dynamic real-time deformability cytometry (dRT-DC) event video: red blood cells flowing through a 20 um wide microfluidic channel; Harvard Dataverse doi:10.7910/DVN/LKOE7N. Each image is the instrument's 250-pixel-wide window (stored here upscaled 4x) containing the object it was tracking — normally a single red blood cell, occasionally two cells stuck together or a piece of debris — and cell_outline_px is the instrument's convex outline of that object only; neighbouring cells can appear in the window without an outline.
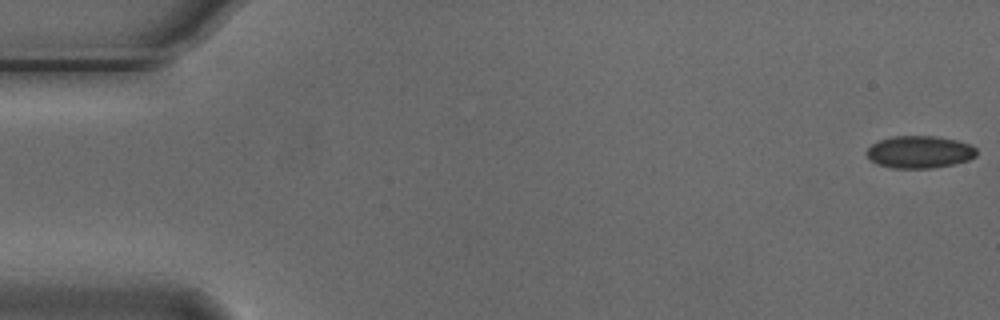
{"species": "Egyptian fruit bat (a non-hibernating species)", "species_latin": "Rousettus aegyptiacus", "temperature_condition": "cold", "stored_images_in_passage": 49, "camera_frame_rate_fps": 3000, "um_per_image_px": 0.085, "animal": {"sex": "male"}, "frame": {"image": 1, "passage_image": 1, "time_ms": 0.0, "image_size_px": [1000, 320], "cell_outline_px": [[976, 156], [968, 160], [952, 164], [932, 168], [892, 168], [876, 164], [864, 152], [872, 144], [880, 140], [892, 136], [936, 136], [956, 140], [972, 144], [976, 148]], "centroid_in_image_um": [78.16, 12.91], "position_along_channel_um": 6.8, "area_um2": 20.75}}
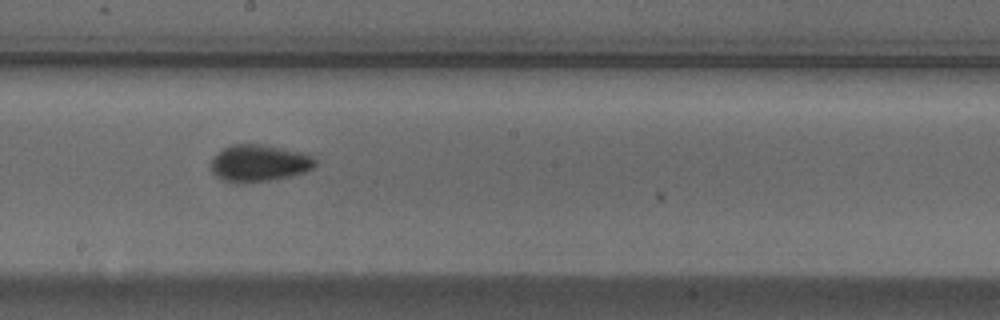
{"frame": {"image": 2, "passage_image": 30, "time_ms": 9.667, "image_size_px": [1000, 320], "cell_outline_px": [[316, 164], [312, 168], [304, 172], [272, 180], [240, 184], [236, 184], [224, 180], [216, 176], [212, 172], [212, 160], [216, 152], [232, 144], [264, 144], [308, 152], [316, 160]], "centroid_in_image_um": [22.04, 13.86], "position_along_channel_um": 226.2, "area_um2": 22.83}}
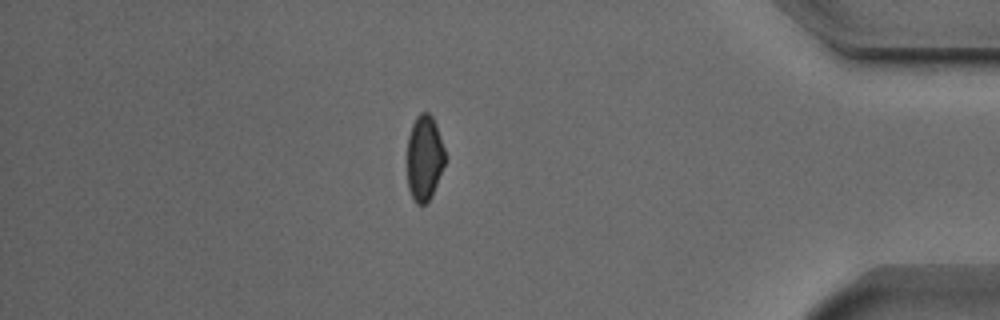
{"frame": {"image": 3, "passage_image": 47, "time_ms": 15.333, "image_size_px": [1000, 320], "cell_outline_px": [[448, 160], [432, 196], [424, 204], [416, 204], [408, 188], [408, 136], [412, 124], [416, 116], [420, 112], [428, 112], [432, 116], [436, 124]], "centroid_in_image_um": [36.11, 13.42], "position_along_channel_um": 399.1, "area_um2": 19.19}, "authors_computed_cell_mechanics": {"area_um2": 20.8658, "velocity_mm_per_s": 3.7481, "shape_relaxation_time_tau1_ms": 3.1801, "shape_relaxation_time_tau2_ms": 2.0815, "deformation_change_tau1": 0.0723, "deformation_change_tau2": 0.0542}}